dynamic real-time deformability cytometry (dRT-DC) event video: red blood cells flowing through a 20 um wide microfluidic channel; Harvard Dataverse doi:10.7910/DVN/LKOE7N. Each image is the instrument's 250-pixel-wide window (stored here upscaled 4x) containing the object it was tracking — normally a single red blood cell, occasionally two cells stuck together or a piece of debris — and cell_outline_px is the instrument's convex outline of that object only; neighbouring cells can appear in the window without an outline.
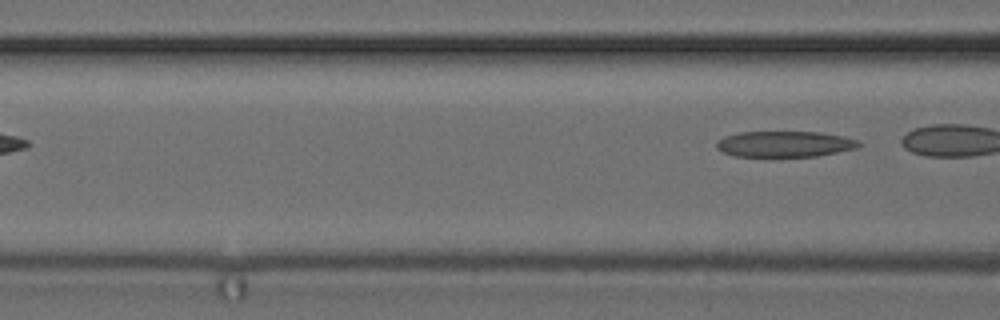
{"species": "common noctule bat (a hibernating species)", "species_latin": "Nyctalus noctula", "temperature_condition": "cold", "stored_images_in_passage": 5, "camera_frame_rate_fps": 3000, "um_per_image_px": 0.085, "animal": {"sex": "female", "body_mass_g": 24.6, "forearm_length_mm": 56.2}, "frame": {"image": 1, "passage_image": 5, "time_ms": 1.333, "image_size_px": [1000, 320], "cell_outline_px": [[860, 144], [856, 148], [816, 156], [732, 156], [716, 148], [716, 140], [724, 136], [740, 132], [820, 132], [844, 136], [860, 140]], "centroid_in_image_um": [66.67, 12.23], "position_along_channel_um": 99.9, "area_um2": 21.44}}